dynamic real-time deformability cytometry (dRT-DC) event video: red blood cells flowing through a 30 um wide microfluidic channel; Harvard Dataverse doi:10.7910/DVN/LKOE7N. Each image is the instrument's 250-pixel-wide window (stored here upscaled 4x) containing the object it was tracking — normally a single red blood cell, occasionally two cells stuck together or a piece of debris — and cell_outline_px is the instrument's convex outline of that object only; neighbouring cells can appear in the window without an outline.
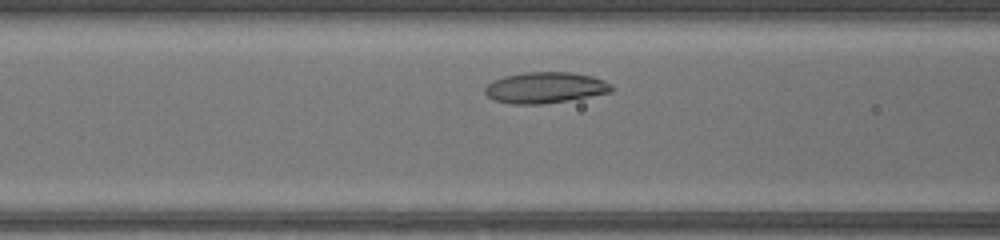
{"species": "common noctule bat (a hibernating species)", "species_latin": "Nyctalus noctula", "temperature_condition": "warm", "stored_images_in_passage": 29, "camera_frame_rate_fps": 3000, "um_per_image_px": 0.085, "animal": {"sex": "female", "body_mass_g": 17.0, "forearm_length_mm": 48.0}, "frame": {"image": 1, "passage_image": 7, "time_ms": 2.0, "image_size_px": [1000, 240], "cell_outline_px": [[616, 88], [612, 92], [568, 100], [540, 104], [512, 104], [496, 100], [488, 96], [484, 92], [484, 88], [492, 80], [504, 76], [524, 72], [572, 72], [592, 76], [604, 80]], "centroid_in_image_um": [46.35, 7.44], "position_along_channel_um": 120.2, "area_um2": 22.95}}
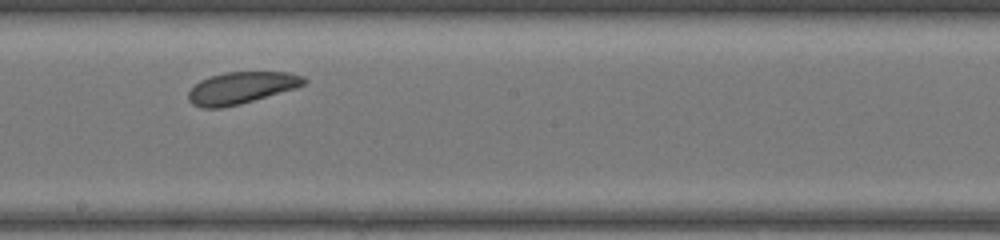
{"frame": {"image": 2, "passage_image": 15, "time_ms": 4.667, "image_size_px": [1000, 240], "cell_outline_px": [[308, 80], [304, 84], [296, 88], [240, 104], [220, 108], [200, 108], [192, 104], [188, 100], [188, 92], [200, 80], [224, 72], [288, 72], [304, 76]], "centroid_in_image_um": [20.51, 7.47], "position_along_channel_um": 227.7, "area_um2": 21.44}}
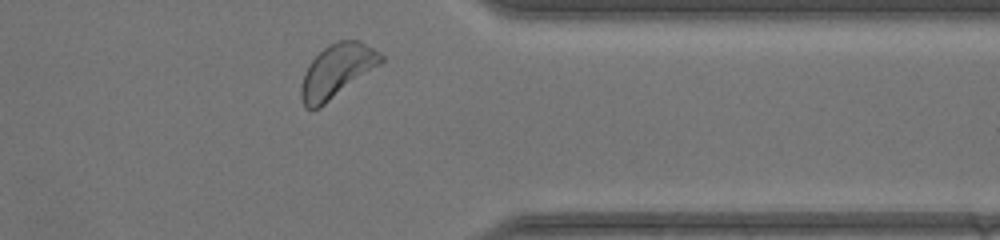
{"frame": {"image": 3, "passage_image": 27, "time_ms": 8.667, "image_size_px": [1000, 240], "cell_outline_px": [[384, 60], [380, 64], [320, 108], [304, 108], [300, 96], [300, 88], [308, 64], [328, 44], [336, 40], [360, 40], [380, 52], [384, 56]], "centroid_in_image_um": [28.64, 6.02], "position_along_channel_um": 382.8, "area_um2": 24.74}, "authors_computed_cell_mechanics": {"area_um2": 22.542, "velocity_mm_per_s": 4.0454, "shape_relaxation_time_tau1_ms": 0.9807, "shape_relaxation_time_tau2_ms": 3.2744, "deformation_change_tau1": 0.0576, "deformation_change_tau2": 0.1077}}